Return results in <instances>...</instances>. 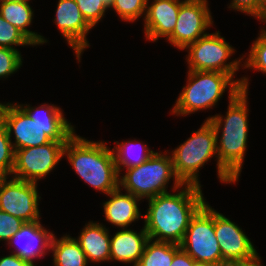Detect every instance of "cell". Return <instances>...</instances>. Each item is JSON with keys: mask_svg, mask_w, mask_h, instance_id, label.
<instances>
[{"mask_svg": "<svg viewBox=\"0 0 266 266\" xmlns=\"http://www.w3.org/2000/svg\"><path fill=\"white\" fill-rule=\"evenodd\" d=\"M14 164L15 150L3 124L0 125V170L9 177L13 172Z\"/></svg>", "mask_w": 266, "mask_h": 266, "instance_id": "cell-28", "label": "cell"}, {"mask_svg": "<svg viewBox=\"0 0 266 266\" xmlns=\"http://www.w3.org/2000/svg\"><path fill=\"white\" fill-rule=\"evenodd\" d=\"M186 78V85L171 110V114L180 117L210 110L227 90L228 99H233L241 90L248 91L250 84L246 76L236 79L222 72L188 70Z\"/></svg>", "mask_w": 266, "mask_h": 266, "instance_id": "cell-5", "label": "cell"}, {"mask_svg": "<svg viewBox=\"0 0 266 266\" xmlns=\"http://www.w3.org/2000/svg\"><path fill=\"white\" fill-rule=\"evenodd\" d=\"M180 6L178 0H147L145 17L142 18L145 39L151 42L167 39L176 26Z\"/></svg>", "mask_w": 266, "mask_h": 266, "instance_id": "cell-16", "label": "cell"}, {"mask_svg": "<svg viewBox=\"0 0 266 266\" xmlns=\"http://www.w3.org/2000/svg\"><path fill=\"white\" fill-rule=\"evenodd\" d=\"M0 14L7 22L19 29L35 46L49 42L43 35L28 29L34 18V10L29 2L0 1Z\"/></svg>", "mask_w": 266, "mask_h": 266, "instance_id": "cell-20", "label": "cell"}, {"mask_svg": "<svg viewBox=\"0 0 266 266\" xmlns=\"http://www.w3.org/2000/svg\"><path fill=\"white\" fill-rule=\"evenodd\" d=\"M185 49L188 53L185 58L188 70L222 72L233 78L240 66L242 67V62L246 57L243 55L229 61L236 50L229 42H226L220 31L207 33Z\"/></svg>", "mask_w": 266, "mask_h": 266, "instance_id": "cell-8", "label": "cell"}, {"mask_svg": "<svg viewBox=\"0 0 266 266\" xmlns=\"http://www.w3.org/2000/svg\"><path fill=\"white\" fill-rule=\"evenodd\" d=\"M18 46H35L19 29L0 14V47L18 50Z\"/></svg>", "mask_w": 266, "mask_h": 266, "instance_id": "cell-26", "label": "cell"}, {"mask_svg": "<svg viewBox=\"0 0 266 266\" xmlns=\"http://www.w3.org/2000/svg\"><path fill=\"white\" fill-rule=\"evenodd\" d=\"M176 177L182 184L201 187L199 170L212 157H216L217 178L224 184H235L237 181L219 164L217 155L216 132L209 120L177 148L169 152Z\"/></svg>", "mask_w": 266, "mask_h": 266, "instance_id": "cell-6", "label": "cell"}, {"mask_svg": "<svg viewBox=\"0 0 266 266\" xmlns=\"http://www.w3.org/2000/svg\"><path fill=\"white\" fill-rule=\"evenodd\" d=\"M180 248L179 244L149 239L136 266H170Z\"/></svg>", "mask_w": 266, "mask_h": 266, "instance_id": "cell-23", "label": "cell"}, {"mask_svg": "<svg viewBox=\"0 0 266 266\" xmlns=\"http://www.w3.org/2000/svg\"><path fill=\"white\" fill-rule=\"evenodd\" d=\"M102 223L89 221L75 238L86 255L88 263L110 262L109 228Z\"/></svg>", "mask_w": 266, "mask_h": 266, "instance_id": "cell-19", "label": "cell"}, {"mask_svg": "<svg viewBox=\"0 0 266 266\" xmlns=\"http://www.w3.org/2000/svg\"><path fill=\"white\" fill-rule=\"evenodd\" d=\"M53 235L54 233L48 231L40 221L28 222L24 223L5 245L14 248L10 253L35 264L36 259L44 258L50 252Z\"/></svg>", "mask_w": 266, "mask_h": 266, "instance_id": "cell-15", "label": "cell"}, {"mask_svg": "<svg viewBox=\"0 0 266 266\" xmlns=\"http://www.w3.org/2000/svg\"><path fill=\"white\" fill-rule=\"evenodd\" d=\"M208 5V1H181L176 26L166 41L183 51L188 45L206 35V30L213 27L214 23Z\"/></svg>", "mask_w": 266, "mask_h": 266, "instance_id": "cell-12", "label": "cell"}, {"mask_svg": "<svg viewBox=\"0 0 266 266\" xmlns=\"http://www.w3.org/2000/svg\"><path fill=\"white\" fill-rule=\"evenodd\" d=\"M9 102L8 103H0V125H3V122H4V114H5V110L8 106Z\"/></svg>", "mask_w": 266, "mask_h": 266, "instance_id": "cell-36", "label": "cell"}, {"mask_svg": "<svg viewBox=\"0 0 266 266\" xmlns=\"http://www.w3.org/2000/svg\"><path fill=\"white\" fill-rule=\"evenodd\" d=\"M25 222L0 210V241L8 242Z\"/></svg>", "mask_w": 266, "mask_h": 266, "instance_id": "cell-30", "label": "cell"}, {"mask_svg": "<svg viewBox=\"0 0 266 266\" xmlns=\"http://www.w3.org/2000/svg\"><path fill=\"white\" fill-rule=\"evenodd\" d=\"M112 1H113V0H104V3H105L108 7H110V5L112 4Z\"/></svg>", "mask_w": 266, "mask_h": 266, "instance_id": "cell-41", "label": "cell"}, {"mask_svg": "<svg viewBox=\"0 0 266 266\" xmlns=\"http://www.w3.org/2000/svg\"><path fill=\"white\" fill-rule=\"evenodd\" d=\"M14 150L36 147L53 141H67L75 127L65 118L60 106L43 103L38 107L30 104L9 103L3 122ZM14 135V136H13Z\"/></svg>", "mask_w": 266, "mask_h": 266, "instance_id": "cell-1", "label": "cell"}, {"mask_svg": "<svg viewBox=\"0 0 266 266\" xmlns=\"http://www.w3.org/2000/svg\"><path fill=\"white\" fill-rule=\"evenodd\" d=\"M261 257L259 253L251 259L244 261H230L225 263L223 266H264L261 262Z\"/></svg>", "mask_w": 266, "mask_h": 266, "instance_id": "cell-34", "label": "cell"}, {"mask_svg": "<svg viewBox=\"0 0 266 266\" xmlns=\"http://www.w3.org/2000/svg\"><path fill=\"white\" fill-rule=\"evenodd\" d=\"M192 266H216V265L211 264V263H207V262H197V261H195Z\"/></svg>", "mask_w": 266, "mask_h": 266, "instance_id": "cell-37", "label": "cell"}, {"mask_svg": "<svg viewBox=\"0 0 266 266\" xmlns=\"http://www.w3.org/2000/svg\"><path fill=\"white\" fill-rule=\"evenodd\" d=\"M148 240V233L144 226L138 233L130 228L117 230L115 234L111 235L110 262L130 263L132 266H136Z\"/></svg>", "mask_w": 266, "mask_h": 266, "instance_id": "cell-18", "label": "cell"}, {"mask_svg": "<svg viewBox=\"0 0 266 266\" xmlns=\"http://www.w3.org/2000/svg\"><path fill=\"white\" fill-rule=\"evenodd\" d=\"M227 8L242 12L261 20L260 0H232Z\"/></svg>", "mask_w": 266, "mask_h": 266, "instance_id": "cell-31", "label": "cell"}, {"mask_svg": "<svg viewBox=\"0 0 266 266\" xmlns=\"http://www.w3.org/2000/svg\"><path fill=\"white\" fill-rule=\"evenodd\" d=\"M37 189V183L7 177L0 186V210L25 223L40 221L41 196Z\"/></svg>", "mask_w": 266, "mask_h": 266, "instance_id": "cell-11", "label": "cell"}, {"mask_svg": "<svg viewBox=\"0 0 266 266\" xmlns=\"http://www.w3.org/2000/svg\"><path fill=\"white\" fill-rule=\"evenodd\" d=\"M8 176L0 170V186H1V183L7 178Z\"/></svg>", "mask_w": 266, "mask_h": 266, "instance_id": "cell-38", "label": "cell"}, {"mask_svg": "<svg viewBox=\"0 0 266 266\" xmlns=\"http://www.w3.org/2000/svg\"><path fill=\"white\" fill-rule=\"evenodd\" d=\"M258 37L253 41L249 54L245 62H242L243 69H253L254 71L266 74V29L264 27L258 33Z\"/></svg>", "mask_w": 266, "mask_h": 266, "instance_id": "cell-24", "label": "cell"}, {"mask_svg": "<svg viewBox=\"0 0 266 266\" xmlns=\"http://www.w3.org/2000/svg\"><path fill=\"white\" fill-rule=\"evenodd\" d=\"M66 142L52 140L44 145L16 150L11 177L38 184L62 160Z\"/></svg>", "mask_w": 266, "mask_h": 266, "instance_id": "cell-10", "label": "cell"}, {"mask_svg": "<svg viewBox=\"0 0 266 266\" xmlns=\"http://www.w3.org/2000/svg\"><path fill=\"white\" fill-rule=\"evenodd\" d=\"M183 2H197V1H208V0H178Z\"/></svg>", "mask_w": 266, "mask_h": 266, "instance_id": "cell-40", "label": "cell"}, {"mask_svg": "<svg viewBox=\"0 0 266 266\" xmlns=\"http://www.w3.org/2000/svg\"><path fill=\"white\" fill-rule=\"evenodd\" d=\"M248 95V91L241 90L229 99L225 116L215 114L205 119L212 123L216 132L219 164L236 181L239 180L248 145Z\"/></svg>", "mask_w": 266, "mask_h": 266, "instance_id": "cell-3", "label": "cell"}, {"mask_svg": "<svg viewBox=\"0 0 266 266\" xmlns=\"http://www.w3.org/2000/svg\"><path fill=\"white\" fill-rule=\"evenodd\" d=\"M0 266H37L31 262L23 260L18 255L11 253L0 257Z\"/></svg>", "mask_w": 266, "mask_h": 266, "instance_id": "cell-32", "label": "cell"}, {"mask_svg": "<svg viewBox=\"0 0 266 266\" xmlns=\"http://www.w3.org/2000/svg\"><path fill=\"white\" fill-rule=\"evenodd\" d=\"M5 2H29L30 0H0Z\"/></svg>", "mask_w": 266, "mask_h": 266, "instance_id": "cell-39", "label": "cell"}, {"mask_svg": "<svg viewBox=\"0 0 266 266\" xmlns=\"http://www.w3.org/2000/svg\"><path fill=\"white\" fill-rule=\"evenodd\" d=\"M112 149L118 173L123 169L139 166L149 159L155 151L140 140L115 141Z\"/></svg>", "mask_w": 266, "mask_h": 266, "instance_id": "cell-22", "label": "cell"}, {"mask_svg": "<svg viewBox=\"0 0 266 266\" xmlns=\"http://www.w3.org/2000/svg\"><path fill=\"white\" fill-rule=\"evenodd\" d=\"M118 188L107 194L110 198L103 202V214L105 220L117 228L128 229L131 224L139 221L143 215L140 212V198Z\"/></svg>", "mask_w": 266, "mask_h": 266, "instance_id": "cell-17", "label": "cell"}, {"mask_svg": "<svg viewBox=\"0 0 266 266\" xmlns=\"http://www.w3.org/2000/svg\"><path fill=\"white\" fill-rule=\"evenodd\" d=\"M260 4H261V21L260 22H264V24L266 23V0H260Z\"/></svg>", "mask_w": 266, "mask_h": 266, "instance_id": "cell-35", "label": "cell"}, {"mask_svg": "<svg viewBox=\"0 0 266 266\" xmlns=\"http://www.w3.org/2000/svg\"><path fill=\"white\" fill-rule=\"evenodd\" d=\"M147 0H113L109 9L114 10L122 21L136 22L145 17Z\"/></svg>", "mask_w": 266, "mask_h": 266, "instance_id": "cell-25", "label": "cell"}, {"mask_svg": "<svg viewBox=\"0 0 266 266\" xmlns=\"http://www.w3.org/2000/svg\"><path fill=\"white\" fill-rule=\"evenodd\" d=\"M106 143L74 133L65 144L63 156L84 183L107 195L119 188V173L113 151Z\"/></svg>", "mask_w": 266, "mask_h": 266, "instance_id": "cell-4", "label": "cell"}, {"mask_svg": "<svg viewBox=\"0 0 266 266\" xmlns=\"http://www.w3.org/2000/svg\"><path fill=\"white\" fill-rule=\"evenodd\" d=\"M168 153V154H167ZM119 175V188L135 197L150 199L162 193H167L168 184L173 179L171 190L182 183L178 180L173 169L169 150L154 152V154L139 166L127 168Z\"/></svg>", "mask_w": 266, "mask_h": 266, "instance_id": "cell-7", "label": "cell"}, {"mask_svg": "<svg viewBox=\"0 0 266 266\" xmlns=\"http://www.w3.org/2000/svg\"><path fill=\"white\" fill-rule=\"evenodd\" d=\"M55 12L53 22L67 41V45L74 50L79 63L83 52L90 47L86 36L93 27L83 17L75 0H58Z\"/></svg>", "mask_w": 266, "mask_h": 266, "instance_id": "cell-13", "label": "cell"}, {"mask_svg": "<svg viewBox=\"0 0 266 266\" xmlns=\"http://www.w3.org/2000/svg\"><path fill=\"white\" fill-rule=\"evenodd\" d=\"M21 51L0 47V79H7L23 65Z\"/></svg>", "mask_w": 266, "mask_h": 266, "instance_id": "cell-29", "label": "cell"}, {"mask_svg": "<svg viewBox=\"0 0 266 266\" xmlns=\"http://www.w3.org/2000/svg\"><path fill=\"white\" fill-rule=\"evenodd\" d=\"M52 251V252H51ZM53 266H88V261L80 244L70 235L57 238L54 234L50 244Z\"/></svg>", "mask_w": 266, "mask_h": 266, "instance_id": "cell-21", "label": "cell"}, {"mask_svg": "<svg viewBox=\"0 0 266 266\" xmlns=\"http://www.w3.org/2000/svg\"><path fill=\"white\" fill-rule=\"evenodd\" d=\"M83 17L92 26L95 27L103 17L109 7L104 3V0H75Z\"/></svg>", "mask_w": 266, "mask_h": 266, "instance_id": "cell-27", "label": "cell"}, {"mask_svg": "<svg viewBox=\"0 0 266 266\" xmlns=\"http://www.w3.org/2000/svg\"><path fill=\"white\" fill-rule=\"evenodd\" d=\"M180 247L195 261L222 266L214 230V208L205 203L192 217Z\"/></svg>", "mask_w": 266, "mask_h": 266, "instance_id": "cell-9", "label": "cell"}, {"mask_svg": "<svg viewBox=\"0 0 266 266\" xmlns=\"http://www.w3.org/2000/svg\"><path fill=\"white\" fill-rule=\"evenodd\" d=\"M202 187L182 184L147 200L144 227L151 240L181 244L190 220L207 202ZM177 191V192H176Z\"/></svg>", "mask_w": 266, "mask_h": 266, "instance_id": "cell-2", "label": "cell"}, {"mask_svg": "<svg viewBox=\"0 0 266 266\" xmlns=\"http://www.w3.org/2000/svg\"><path fill=\"white\" fill-rule=\"evenodd\" d=\"M214 230L222 253V266L230 261H244L257 250L240 226L214 209Z\"/></svg>", "mask_w": 266, "mask_h": 266, "instance_id": "cell-14", "label": "cell"}, {"mask_svg": "<svg viewBox=\"0 0 266 266\" xmlns=\"http://www.w3.org/2000/svg\"><path fill=\"white\" fill-rule=\"evenodd\" d=\"M195 260L189 256L182 248H180L173 257L170 266H192Z\"/></svg>", "mask_w": 266, "mask_h": 266, "instance_id": "cell-33", "label": "cell"}]
</instances>
